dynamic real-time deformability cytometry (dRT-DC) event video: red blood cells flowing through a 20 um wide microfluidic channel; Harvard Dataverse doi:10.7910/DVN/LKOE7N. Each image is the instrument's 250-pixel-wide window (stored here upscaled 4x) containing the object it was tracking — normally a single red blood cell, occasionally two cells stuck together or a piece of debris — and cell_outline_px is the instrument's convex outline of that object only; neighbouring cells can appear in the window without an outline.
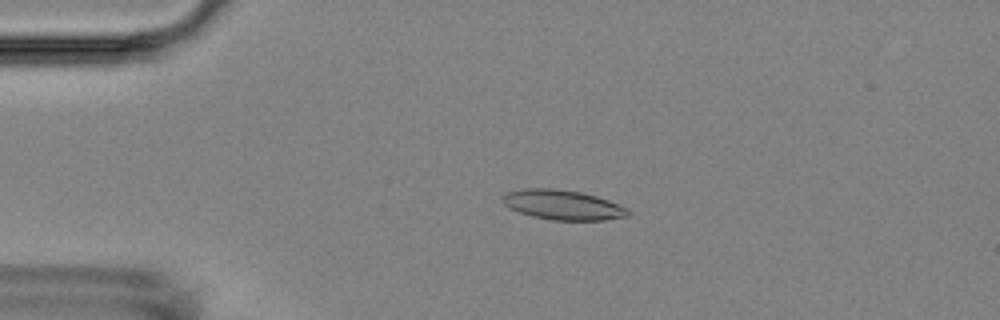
{"species": "Egyptian fruit bat (a non-hibernating species)", "species_latin": "Rousettus aegyptiacus", "temperature_condition": "room temperature", "stored_images_in_passage": 10, "camera_frame_rate_fps": 3000, "um_per_image_px": 0.085, "animal": {"sex": "female"}, "frame": {"image": 1, "passage_image": 4, "time_ms": 3.667, "image_size_px": [1000, 320], "cell_outline_px": [[632, 212], [628, 216], [604, 220], [552, 220], [532, 216], [520, 212], [504, 204], [500, 200], [508, 192], [524, 188], [552, 188], [580, 192], [596, 196], [608, 200], [628, 208]], "centroid_in_image_um": [47.87, 17.41], "position_along_channel_um": 37.1, "area_um2": 21.68}}
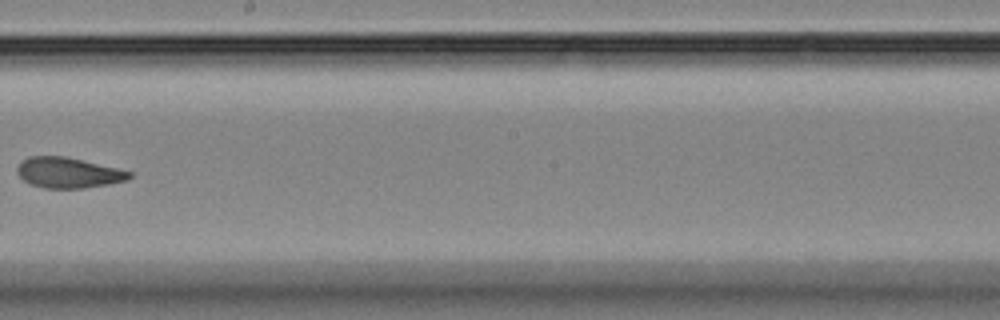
{"frame": {"image": 2, "passage_image": 9, "time_ms": 10.333, "image_size_px": [1000, 320], "cell_outline_px": [[132, 176], [128, 180], [108, 184], [84, 188], [44, 188], [32, 184], [24, 180], [16, 172], [16, 168], [20, 160], [28, 156], [64, 156], [116, 168], [132, 172]], "centroid_in_image_um": [5.77, 14.67], "position_along_channel_um": 242.4, "area_um2": 19.88}}
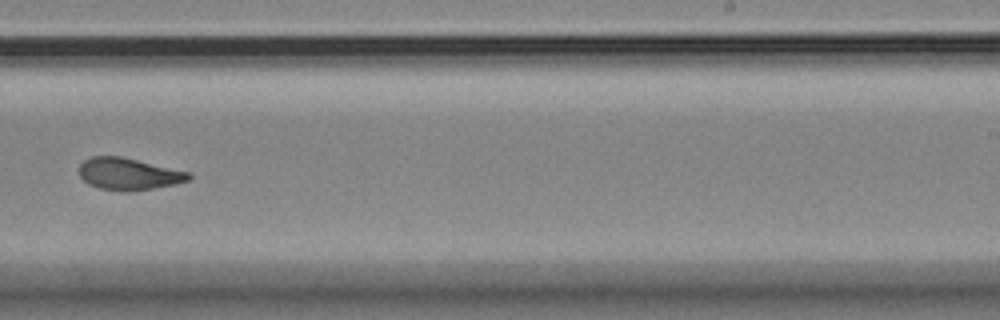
{"frame": {"image": 3, "passage_image": 10, "time_ms": 11.333, "image_size_px": [1000, 320], "cell_outline_px": [[192, 176], [188, 180], [176, 184], [128, 192], [120, 192], [100, 188], [88, 184], [80, 176], [80, 164], [84, 160], [92, 156], [120, 156], [188, 172]], "centroid_in_image_um": [10.9, 14.8], "position_along_channel_um": 278.1, "area_um2": 20.23}}